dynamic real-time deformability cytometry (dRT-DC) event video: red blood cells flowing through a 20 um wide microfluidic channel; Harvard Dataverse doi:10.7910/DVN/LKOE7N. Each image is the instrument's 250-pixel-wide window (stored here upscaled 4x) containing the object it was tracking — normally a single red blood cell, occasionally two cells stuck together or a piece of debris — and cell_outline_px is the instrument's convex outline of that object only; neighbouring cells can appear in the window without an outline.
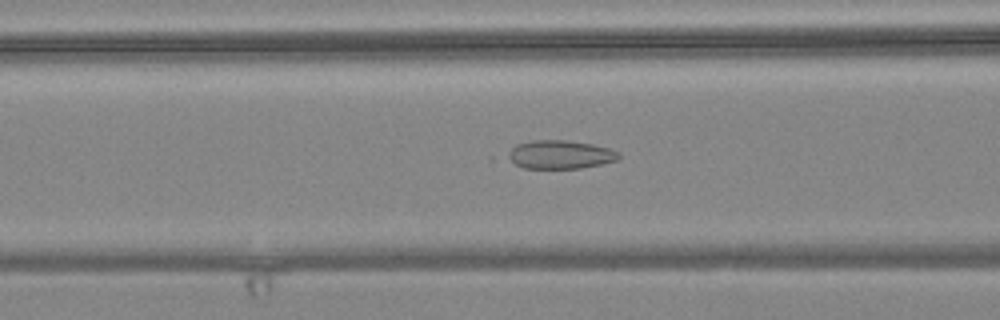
{"species": "common noctule bat (a hibernating species)", "species_latin": "Nyctalus noctula", "temperature_condition": "warm", "stored_images_in_passage": 56, "camera_frame_rate_fps": 3000, "um_per_image_px": 0.085, "animal": {"sex": "female", "body_mass_g": 24.6, "forearm_length_mm": 56.2}, "frame": {"image": 1, "passage_image": 22, "time_ms": 7.0, "image_size_px": [1000, 320], "cell_outline_px": [[620, 156], [616, 160], [600, 164], [580, 168], [524, 168], [500, 156], [516, 144], [532, 140], [564, 140], [592, 144], [608, 148], [620, 152]], "centroid_in_image_um": [47.51, 13.13], "position_along_channel_um": 119.1, "area_um2": 18.61}}
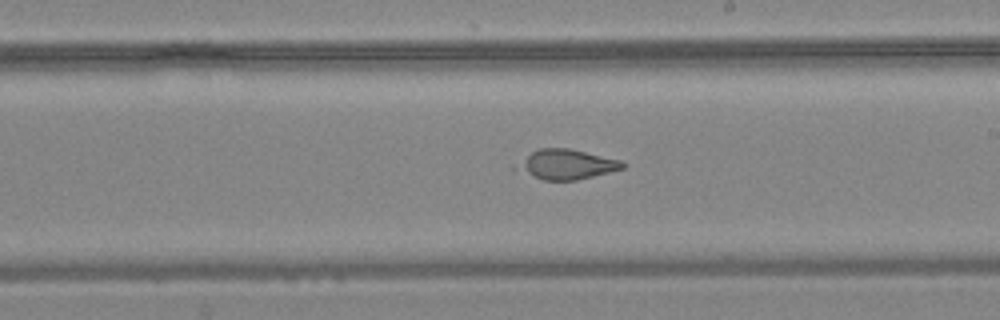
{"frame": {"image": 2, "passage_image": 32, "time_ms": 10.333, "image_size_px": [1000, 320], "cell_outline_px": [[628, 164], [624, 168], [576, 180], [544, 180], [520, 168], [520, 164], [532, 152], [540, 148], [568, 148], [620, 160]], "centroid_in_image_um": [48.29, 13.96], "position_along_channel_um": 240.7, "area_um2": 17.4}}
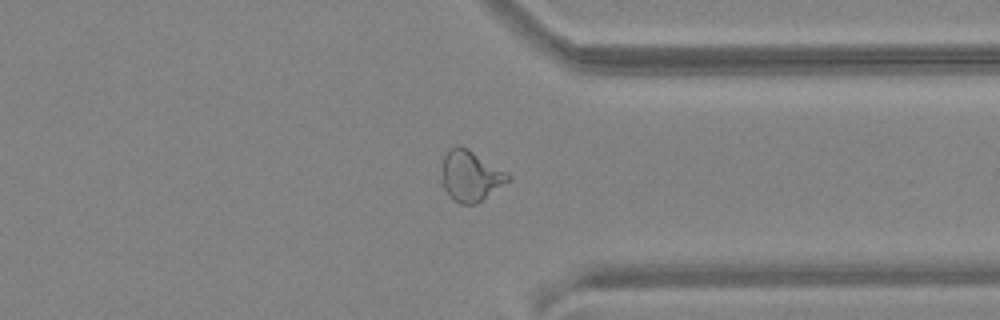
{"frame": {"image": 3, "passage_image": 43, "time_ms": 14.0, "image_size_px": [1000, 320], "cell_outline_px": [[512, 180], [476, 204], [460, 204], [452, 200], [448, 196], [436, 180], [444, 156], [448, 148], [456, 144], [460, 144], [468, 148], [508, 172], [512, 176]], "centroid_in_image_um": [39.92, 14.94], "position_along_channel_um": 371.5, "area_um2": 20.81}}